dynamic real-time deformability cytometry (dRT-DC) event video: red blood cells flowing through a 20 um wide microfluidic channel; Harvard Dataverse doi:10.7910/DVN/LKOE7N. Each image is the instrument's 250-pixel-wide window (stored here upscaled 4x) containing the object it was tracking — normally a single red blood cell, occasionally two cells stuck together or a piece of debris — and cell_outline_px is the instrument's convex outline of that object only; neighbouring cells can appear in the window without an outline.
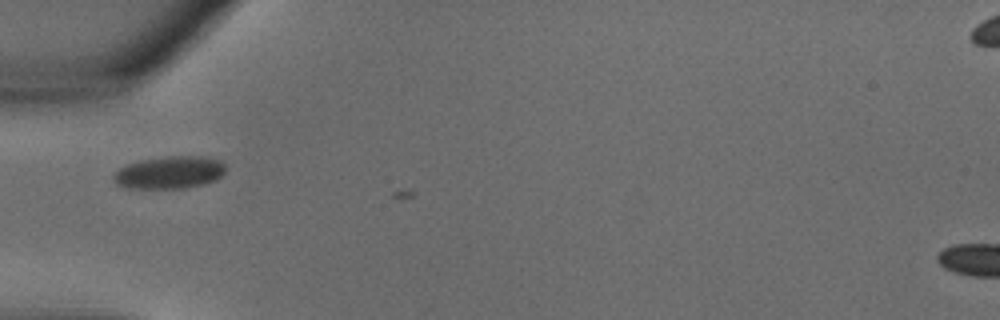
{"species": "common noctule bat (a hibernating species)", "species_latin": "Nyctalus noctula", "temperature_condition": "warm", "stored_images_in_passage": 2, "camera_frame_rate_fps": 3000, "um_per_image_px": 0.085, "animal": {"sex": "male", "body_mass_g": 18.8}, "frame": {"image": 1, "passage_image": 1, "time_ms": 0.0, "image_size_px": [1000, 320], "cell_outline_px": [[224, 172], [216, 180], [204, 184], [184, 188], [128, 188], [116, 184], [112, 176], [120, 168], [128, 164], [140, 160], [168, 156], [204, 156], [220, 160], [224, 164]], "centroid_in_image_um": [14.41, 14.66], "position_along_channel_um": 70.6, "area_um2": 21.15}}